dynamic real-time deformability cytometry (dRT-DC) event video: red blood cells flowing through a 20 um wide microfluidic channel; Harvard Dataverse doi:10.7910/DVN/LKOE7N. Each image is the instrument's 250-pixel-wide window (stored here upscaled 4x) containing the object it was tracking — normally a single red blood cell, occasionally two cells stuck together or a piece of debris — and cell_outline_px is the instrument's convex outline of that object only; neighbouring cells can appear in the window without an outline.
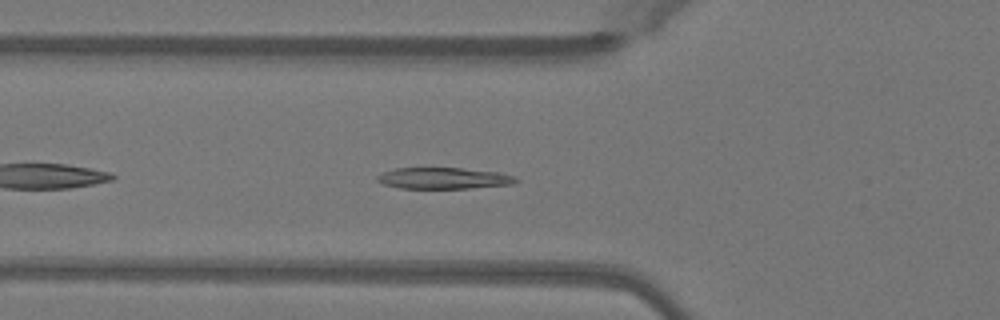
{"species": "Egyptian fruit bat (a non-hibernating species)", "species_latin": "Rousettus aegyptiacus", "temperature_condition": "warm", "stored_images_in_passage": 30, "camera_frame_rate_fps": 3000, "um_per_image_px": 0.085, "animal": {"sex": "female"}, "frame": {"image": 1, "passage_image": 4, "time_ms": 1.0, "image_size_px": [1000, 320], "cell_outline_px": [[520, 180], [512, 184], [468, 188], [400, 188], [384, 184], [376, 180], [376, 176], [384, 172], [396, 168], [460, 168], [500, 172], [516, 176]], "centroid_in_image_um": [37.74, 15.14], "position_along_channel_um": 88.1, "area_um2": 17.17}}
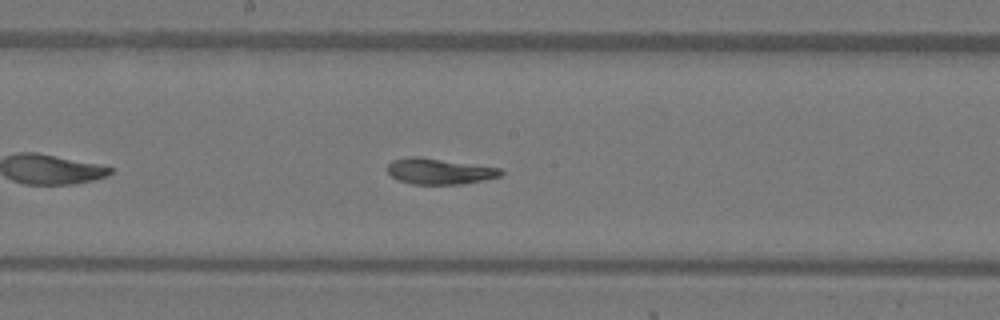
{"frame": {"image": 2, "passage_image": 13, "time_ms": 4.0, "image_size_px": [1000, 320], "cell_outline_px": [[504, 172], [500, 176], [484, 180], [460, 184], [412, 184], [400, 180], [392, 176], [388, 172], [388, 164], [392, 160], [412, 156], [420, 156], [500, 168]], "centroid_in_image_um": [37.35, 14.55], "position_along_channel_um": 210.9, "area_um2": 16.99}}
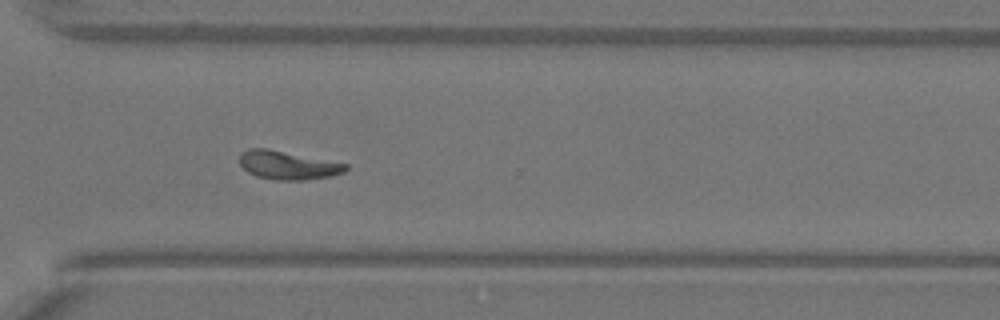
{"frame": {"image": 3, "passage_image": 23, "time_ms": 7.333, "image_size_px": [1000, 320], "cell_outline_px": [[348, 168], [344, 172], [332, 176], [304, 180], [276, 180], [256, 176], [248, 172], [240, 164], [240, 152], [248, 148], [268, 148], [348, 164]], "centroid_in_image_um": [24.45, 14.03], "position_along_channel_um": 346.1, "area_um2": 17.69}, "authors_computed_cell_mechanics": {"area_um2": 17.5423, "velocity_mm_per_s": 4.0704, "shape_relaxation_time_tau1_ms": 4.3377, "shape_relaxation_time_tau2_ms": 2.9533, "deformation_change_tau1": 0.1916, "deformation_change_tau2": 0.0871}}